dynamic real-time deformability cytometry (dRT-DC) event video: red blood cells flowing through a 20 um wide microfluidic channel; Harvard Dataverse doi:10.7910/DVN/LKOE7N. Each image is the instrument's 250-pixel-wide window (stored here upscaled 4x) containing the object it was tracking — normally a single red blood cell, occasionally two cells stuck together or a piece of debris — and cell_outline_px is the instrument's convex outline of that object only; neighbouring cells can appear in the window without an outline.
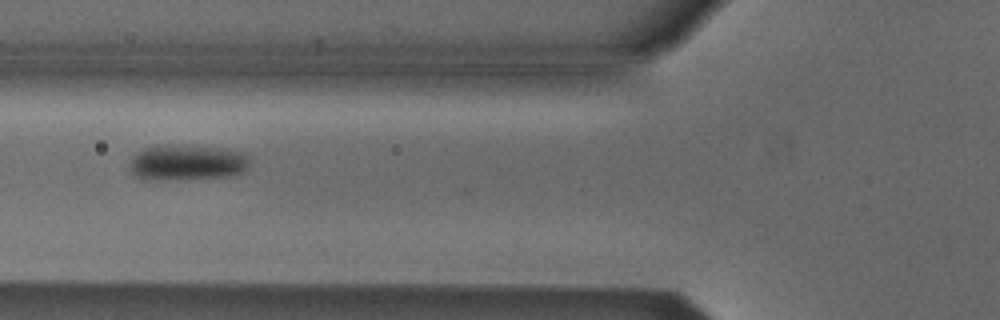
{"species": "Egyptian fruit bat (a non-hibernating species)", "species_latin": "Rousettus aegyptiacus", "temperature_condition": "cold", "stored_images_in_passage": 22, "camera_frame_rate_fps": 3000, "um_per_image_px": 0.085, "animal": {"sex": "male"}, "frame": {"image": 1, "passage_image": 6, "time_ms": 1.667, "image_size_px": [1000, 320], "cell_outline_px": [[248, 168], [244, 172], [232, 176], [160, 180], [144, 180], [136, 176], [132, 172], [128, 164], [132, 156], [136, 152], [148, 148], [224, 148], [244, 152], [248, 156]], "centroid_in_image_um": [15.93, 13.88], "position_along_channel_um": 109.9, "area_um2": 24.1}}
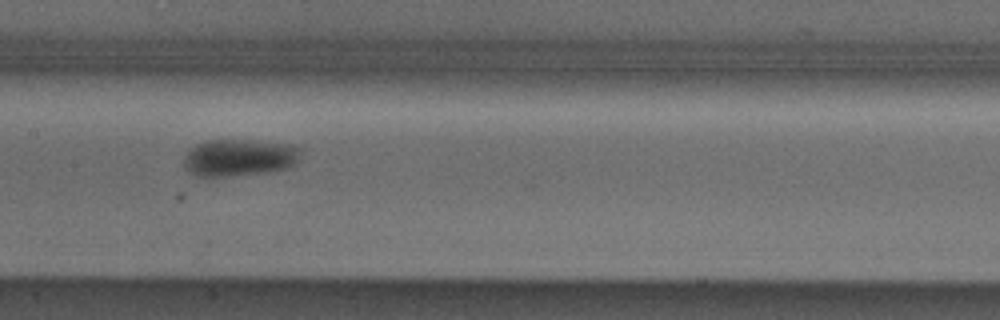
{"frame": {"image": 2, "passage_image": 12, "time_ms": 3.667, "image_size_px": [1000, 320], "cell_outline_px": [[300, 152], [292, 168], [268, 172], [228, 176], [196, 176], [184, 168], [184, 156], [196, 144], [208, 140], [252, 140], [296, 144], [300, 148]], "centroid_in_image_um": [20.36, 13.39], "position_along_channel_um": 187.0, "area_um2": 25.43}}
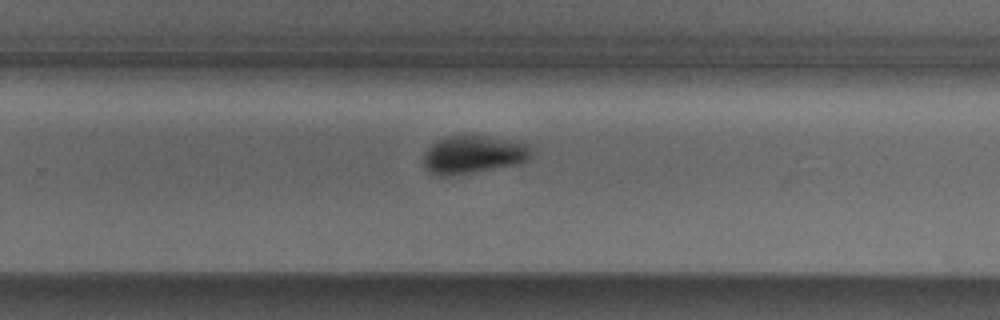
{"frame": {"image": 3, "passage_image": 20, "time_ms": 6.333, "image_size_px": [1000, 320], "cell_outline_px": [[532, 152], [528, 160], [520, 164], [448, 176], [440, 176], [428, 172], [424, 168], [424, 152], [436, 140], [444, 136], [488, 136], [516, 140], [528, 144]], "centroid_in_image_um": [40.23, 13.13], "position_along_channel_um": 289.6, "area_um2": 24.1}}